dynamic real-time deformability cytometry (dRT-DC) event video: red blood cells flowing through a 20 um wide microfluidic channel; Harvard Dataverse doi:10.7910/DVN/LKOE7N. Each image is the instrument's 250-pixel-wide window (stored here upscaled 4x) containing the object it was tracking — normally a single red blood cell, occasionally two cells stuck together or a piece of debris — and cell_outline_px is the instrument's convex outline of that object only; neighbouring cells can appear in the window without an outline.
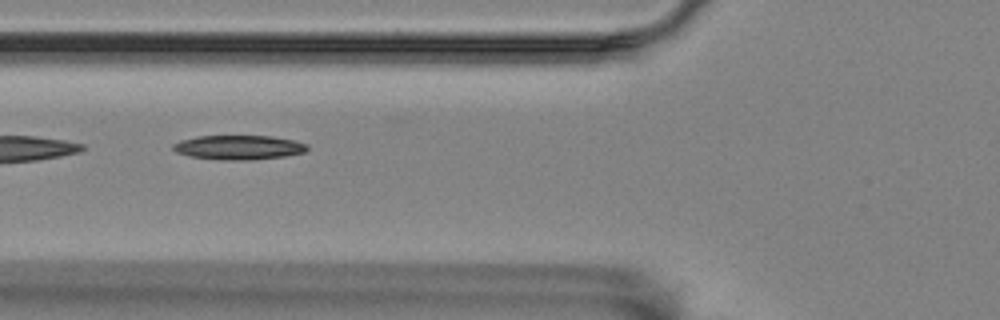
{"species": "Egyptian fruit bat (a non-hibernating species)", "species_latin": "Rousettus aegyptiacus", "temperature_condition": "room temperature", "stored_images_in_passage": 11, "camera_frame_rate_fps": 3000, "um_per_image_px": 0.085, "animal": {"sex": "female"}, "frame": {"image": 1, "passage_image": 2, "time_ms": 0.333, "image_size_px": [1000, 320], "cell_outline_px": [[308, 152], [288, 156], [252, 160], [224, 160], [192, 156], [176, 152], [172, 148], [172, 144], [180, 140], [196, 136], [272, 136], [292, 140], [308, 144]], "centroid_in_image_um": [20.34, 12.53], "position_along_channel_um": 105.5, "area_um2": 19.19}}
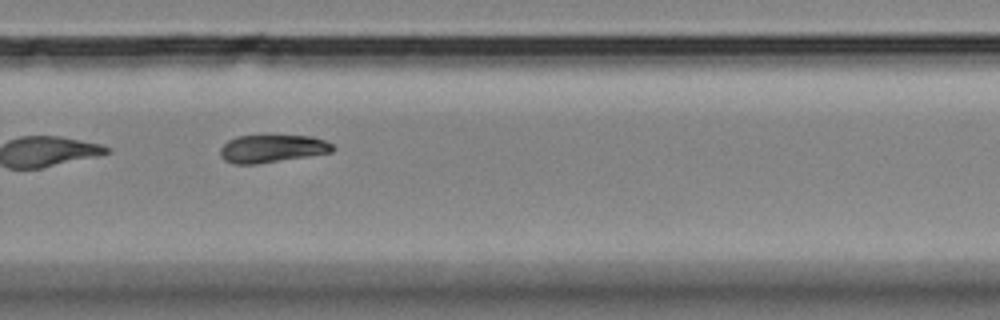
{"frame": {"image": 2, "passage_image": 7, "time_ms": 2.0, "image_size_px": [1000, 320], "cell_outline_px": [[336, 148], [332, 152], [308, 156], [256, 164], [232, 164], [224, 160], [220, 156], [220, 148], [228, 140], [236, 136], [264, 132], [312, 136], [324, 140], [332, 144]], "centroid_in_image_um": [23.11, 12.57], "position_along_channel_um": 306.7, "area_um2": 19.25}}
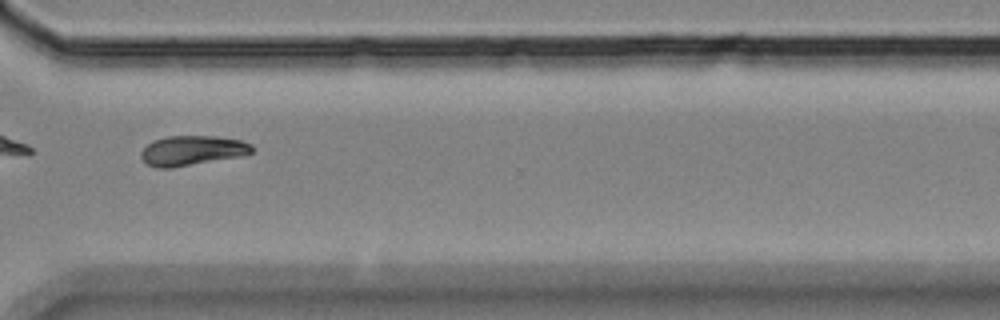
{"frame": {"image": 3, "passage_image": 8, "time_ms": 2.333, "image_size_px": [1000, 320], "cell_outline_px": [[252, 152], [240, 156], [172, 168], [156, 168], [148, 164], [140, 156], [140, 152], [152, 140], [168, 136], [216, 136], [240, 140], [252, 144]], "centroid_in_image_um": [16.31, 12.79], "position_along_channel_um": 354.3, "area_um2": 19.19}}